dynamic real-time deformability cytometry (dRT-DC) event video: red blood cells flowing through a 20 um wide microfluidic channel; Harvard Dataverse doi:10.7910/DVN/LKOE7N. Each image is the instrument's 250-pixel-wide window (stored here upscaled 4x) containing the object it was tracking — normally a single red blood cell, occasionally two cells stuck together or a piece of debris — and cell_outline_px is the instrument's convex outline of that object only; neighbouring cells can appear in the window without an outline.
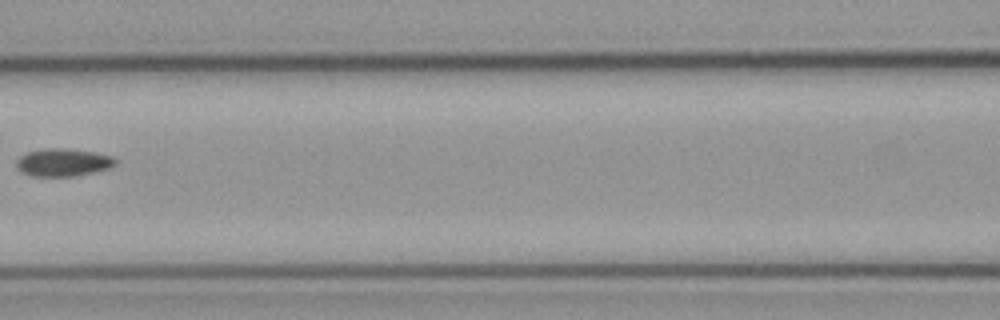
{"species": "common noctule bat (a hibernating species)", "species_latin": "Nyctalus noctula", "temperature_condition": "cold", "stored_images_in_passage": 6, "camera_frame_rate_fps": 3000, "um_per_image_px": 0.085, "animal": {"sex": "male", "body_mass_g": 23.1, "forearm_length_mm": 52.7}, "frame": {"image": 1, "passage_image": 6, "time_ms": 1.667, "image_size_px": [1000, 320], "cell_outline_px": [[116, 164], [108, 168], [76, 176], [32, 176], [16, 168], [16, 160], [20, 156], [28, 152], [44, 148], [64, 148], [96, 152], [112, 156], [116, 160]], "centroid_in_image_um": [5.35, 13.79], "position_along_channel_um": 161.2, "area_um2": 15.95}}